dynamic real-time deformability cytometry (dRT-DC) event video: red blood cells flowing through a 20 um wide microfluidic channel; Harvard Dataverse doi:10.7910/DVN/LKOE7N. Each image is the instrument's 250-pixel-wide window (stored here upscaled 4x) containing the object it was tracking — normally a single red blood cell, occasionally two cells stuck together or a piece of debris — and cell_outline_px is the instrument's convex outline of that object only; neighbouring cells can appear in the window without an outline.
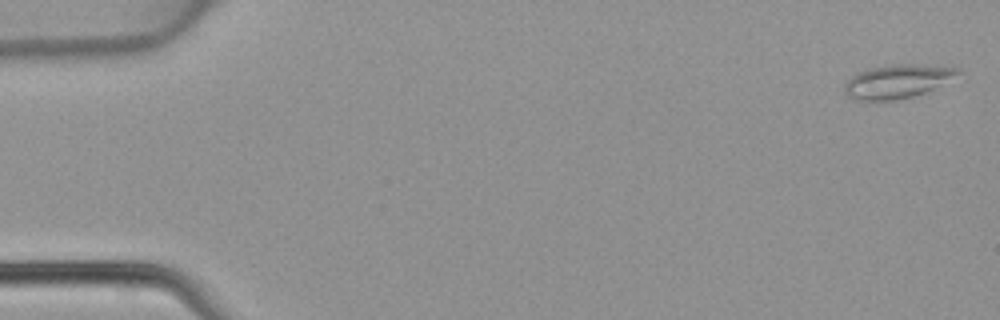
{"species": "common noctule bat (a hibernating species)", "species_latin": "Nyctalus noctula", "temperature_condition": "warm", "stored_images_in_passage": 46, "camera_frame_rate_fps": 3000, "um_per_image_px": 0.085, "animal": {"sex": "female", "body_mass_g": 22.7, "forearm_length_mm": 54.2}, "frame": {"image": 1, "passage_image": 1, "time_ms": 0.0, "image_size_px": [1000, 320], "cell_outline_px": [[960, 72], [932, 88], [924, 92], [912, 96], [896, 100], [852, 100], [844, 92], [844, 84], [852, 76], [868, 68], [892, 64], [916, 64], [956, 68]], "centroid_in_image_um": [76.15, 6.92], "position_along_channel_um": 8.8, "area_um2": 21.62}}
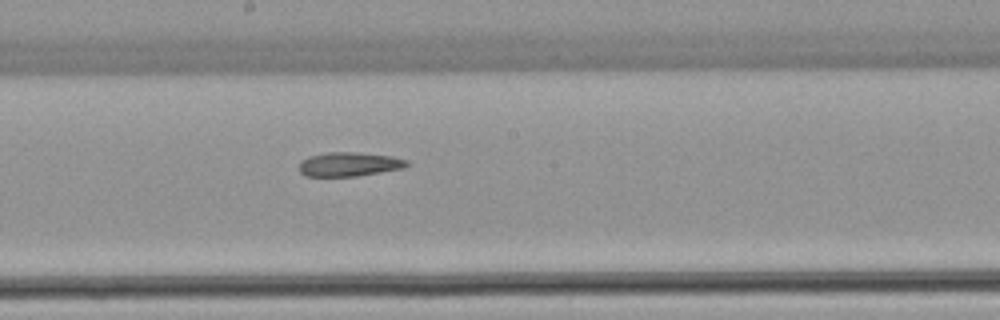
{"frame": {"image": 2, "passage_image": 25, "time_ms": 8.0, "image_size_px": [1000, 320], "cell_outline_px": [[408, 164], [404, 168], [356, 176], [304, 176], [300, 172], [300, 160], [308, 156], [328, 152], [356, 152], [392, 156], [408, 160]], "centroid_in_image_um": [29.66, 13.95], "position_along_channel_um": 218.5, "area_um2": 15.14}}
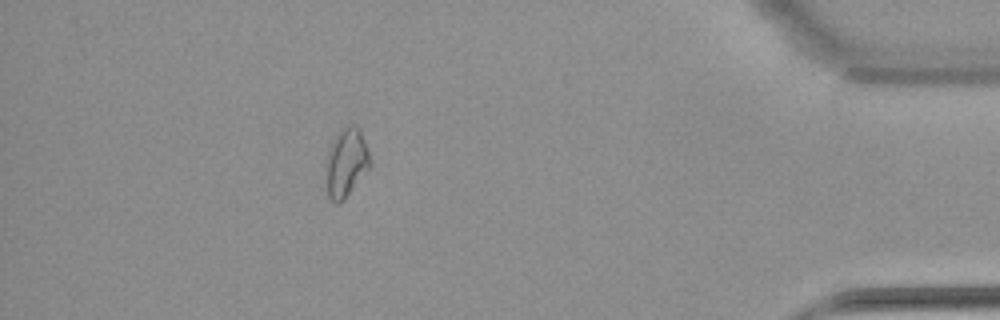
{"frame": {"image": 3, "passage_image": 41, "time_ms": 13.333, "image_size_px": [1000, 320], "cell_outline_px": [[372, 164], [344, 200], [340, 204], [336, 204], [328, 196], [328, 152], [340, 128], [352, 124], [356, 124], [360, 128], [372, 160]], "centroid_in_image_um": [29.49, 13.8], "position_along_channel_um": 405.7, "area_um2": 17.34}}